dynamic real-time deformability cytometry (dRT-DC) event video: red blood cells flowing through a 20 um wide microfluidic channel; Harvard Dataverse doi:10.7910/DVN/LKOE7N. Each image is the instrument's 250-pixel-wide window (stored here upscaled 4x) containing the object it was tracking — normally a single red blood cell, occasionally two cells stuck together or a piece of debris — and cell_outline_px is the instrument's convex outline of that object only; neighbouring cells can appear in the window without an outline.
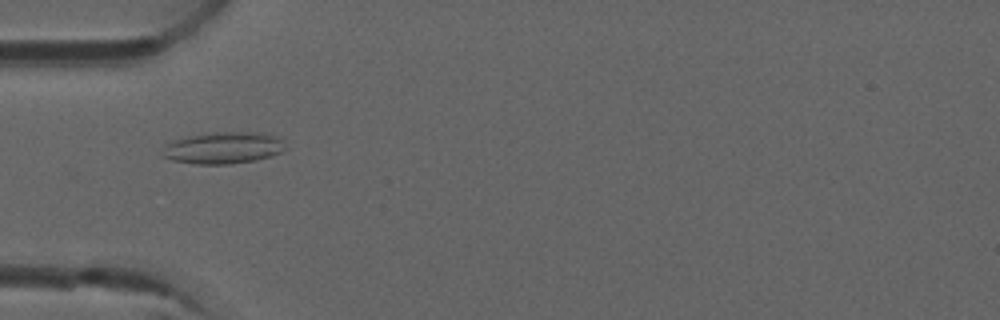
{"species": "common noctule bat (a hibernating species)", "species_latin": "Nyctalus noctula", "temperature_condition": "room temperature", "stored_images_in_passage": 6, "camera_frame_rate_fps": 3000, "um_per_image_px": 0.085, "animal": {"sex": "male", "forearm_length_mm": 52.5}, "frame": {"image": 1, "passage_image": 3, "time_ms": 0.667, "image_size_px": [1000, 320], "cell_outline_px": [[284, 148], [280, 152], [272, 156], [256, 160], [228, 164], [196, 164], [172, 160], [160, 156], [168, 144], [172, 140], [192, 136], [216, 132], [256, 132], [276, 136], [280, 140]], "centroid_in_image_um": [18.96, 12.58], "position_along_channel_um": 66.0, "area_um2": 22.37}}
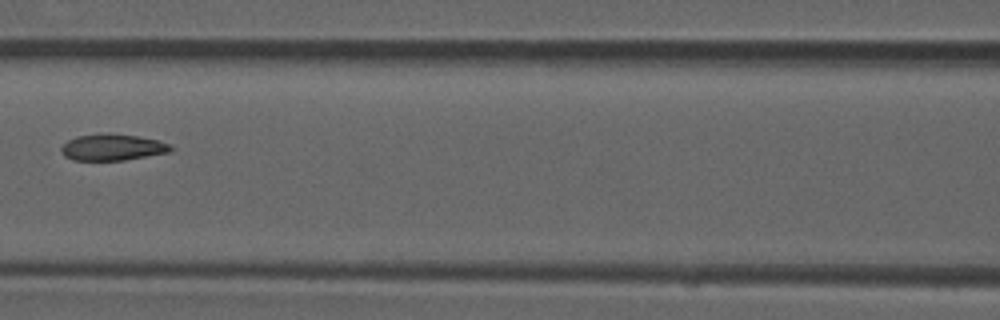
{"frame": {"image": 2, "passage_image": 5, "time_ms": 1.333, "image_size_px": [1000, 320], "cell_outline_px": [[176, 148], [172, 152], [124, 160], [72, 160], [64, 156], [60, 148], [68, 140], [76, 136], [104, 132], [108, 132], [136, 136], [160, 140]], "centroid_in_image_um": [9.59, 12.51], "position_along_channel_um": 157.0, "area_um2": 17.17}}
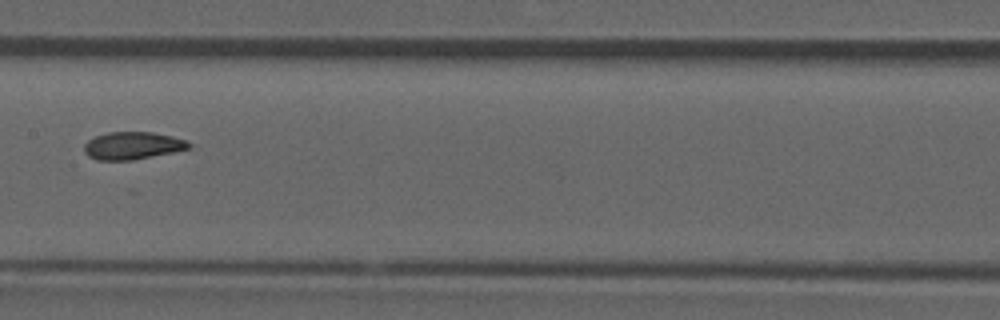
{"frame": {"image": 3, "passage_image": 6, "time_ms": 1.667, "image_size_px": [1000, 320], "cell_outline_px": [[192, 148], [132, 160], [96, 160], [88, 156], [84, 152], [84, 144], [88, 140], [96, 136], [108, 132], [152, 132], [172, 136], [188, 140], [192, 144]], "centroid_in_image_um": [11.28, 12.37], "position_along_channel_um": 196.1, "area_um2": 16.88}}